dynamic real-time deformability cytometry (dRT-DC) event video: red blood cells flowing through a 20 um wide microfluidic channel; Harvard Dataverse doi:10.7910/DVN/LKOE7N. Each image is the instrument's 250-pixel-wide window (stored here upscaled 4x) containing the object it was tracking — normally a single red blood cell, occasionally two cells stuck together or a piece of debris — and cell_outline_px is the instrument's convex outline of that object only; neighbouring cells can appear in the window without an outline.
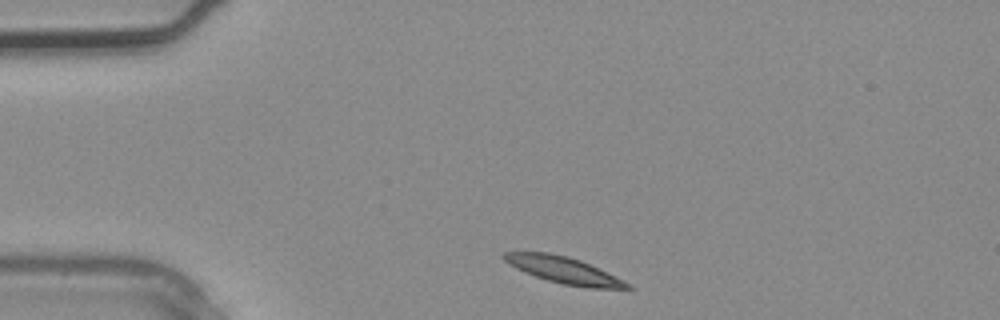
{"species": "common noctule bat (a hibernating species)", "species_latin": "Nyctalus noctula", "temperature_condition": "warm", "stored_images_in_passage": 2, "camera_frame_rate_fps": 3000, "um_per_image_px": 0.085, "animal": {"sex": "male", "body_mass_g": 20.4}, "frame": {"image": 1, "passage_image": 1, "time_ms": 0.0, "image_size_px": [1000, 320], "cell_outline_px": [[636, 288], [588, 288], [564, 284], [548, 280], [524, 272], [516, 268], [504, 260], [500, 256], [504, 252], [548, 252], [568, 256], [580, 260], [624, 280]], "centroid_in_image_um": [47.91, 22.95], "position_along_channel_um": 37.1, "area_um2": 18.9}}
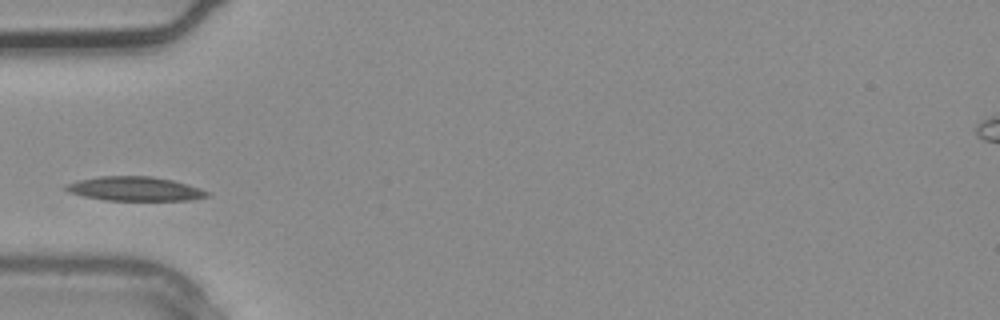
{"frame": {"image": 2, "passage_image": 2, "time_ms": 0.333, "image_size_px": [1000, 320], "cell_outline_px": [[212, 196], [192, 200], [104, 200], [84, 196], [68, 192], [64, 188], [64, 184], [76, 180], [100, 176], [152, 176], [172, 180], [188, 184], [200, 188], [208, 192]], "centroid_in_image_um": [11.46, 16.04], "position_along_channel_um": 73.5, "area_um2": 20.06}}